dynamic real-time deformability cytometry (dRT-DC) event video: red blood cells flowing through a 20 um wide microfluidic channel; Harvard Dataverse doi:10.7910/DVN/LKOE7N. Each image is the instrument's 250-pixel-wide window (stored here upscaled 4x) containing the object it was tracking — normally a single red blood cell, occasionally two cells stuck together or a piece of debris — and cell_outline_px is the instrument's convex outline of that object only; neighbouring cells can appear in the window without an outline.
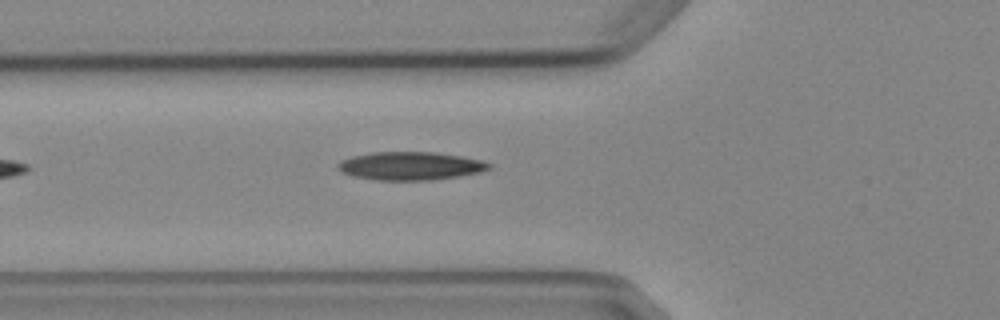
{"species": "Egyptian fruit bat (a non-hibernating species)", "species_latin": "Rousettus aegyptiacus", "temperature_condition": "cold", "stored_images_in_passage": 3, "camera_frame_rate_fps": 3000, "um_per_image_px": 0.085, "animal": {"sex": "female"}, "frame": {"image": 1, "passage_image": 3, "time_ms": 3.333, "image_size_px": [1000, 320], "cell_outline_px": [[492, 168], [480, 172], [432, 180], [376, 180], [352, 176], [340, 172], [336, 168], [336, 164], [340, 160], [352, 156], [372, 152], [436, 152], [460, 156], [480, 160], [492, 164]], "centroid_in_image_um": [34.82, 14.1], "position_along_channel_um": 91.0, "area_um2": 24.97}}